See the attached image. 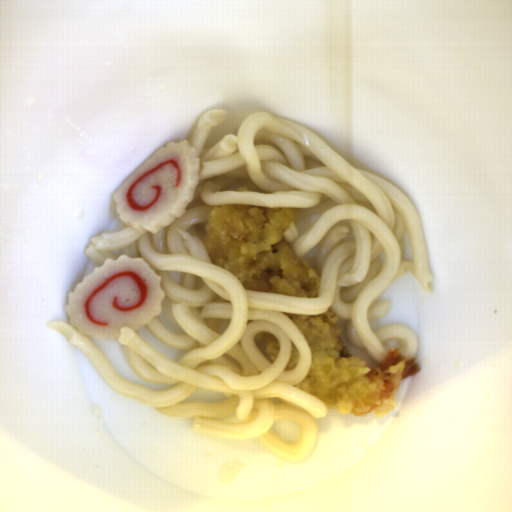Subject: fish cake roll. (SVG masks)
Here are the masks:
<instances>
[{"instance_id":"fish-cake-roll-1","label":"fish cake roll","mask_w":512,"mask_h":512,"mask_svg":"<svg viewBox=\"0 0 512 512\" xmlns=\"http://www.w3.org/2000/svg\"><path fill=\"white\" fill-rule=\"evenodd\" d=\"M162 278L142 257L106 258L68 291L70 326L97 339H118L123 326L140 330L162 312Z\"/></svg>"},{"instance_id":"fish-cake-roll-2","label":"fish cake roll","mask_w":512,"mask_h":512,"mask_svg":"<svg viewBox=\"0 0 512 512\" xmlns=\"http://www.w3.org/2000/svg\"><path fill=\"white\" fill-rule=\"evenodd\" d=\"M134 169L112 192L123 224L152 234L186 212L200 183V157L187 139L168 141Z\"/></svg>"}]
</instances>
